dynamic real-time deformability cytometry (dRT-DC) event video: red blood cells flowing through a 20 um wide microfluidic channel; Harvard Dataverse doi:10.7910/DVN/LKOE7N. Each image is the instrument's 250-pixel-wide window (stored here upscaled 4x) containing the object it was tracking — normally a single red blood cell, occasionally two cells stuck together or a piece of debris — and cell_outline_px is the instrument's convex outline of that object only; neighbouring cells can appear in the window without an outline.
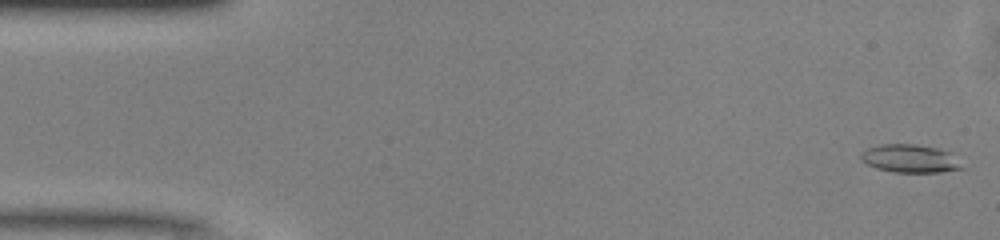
{"species": "common noctule bat (a hibernating species)", "species_latin": "Nyctalus noctula", "temperature_condition": "warm", "stored_images_in_passage": 15, "camera_frame_rate_fps": 3000, "um_per_image_px": 0.085, "animal": {"sex": "male", "body_mass_g": 13.0, "forearm_length_mm": 53.1}, "frame": {"image": 1, "passage_image": 1, "time_ms": 0.0, "image_size_px": [1000, 240], "cell_outline_px": [[964, 168], [940, 172], [896, 172], [876, 168], [860, 160], [860, 152], [868, 148], [880, 144], [916, 144], [940, 148], [952, 152]], "centroid_in_image_um": [77.36, 13.46], "position_along_channel_um": 7.6, "area_um2": 16.7}}
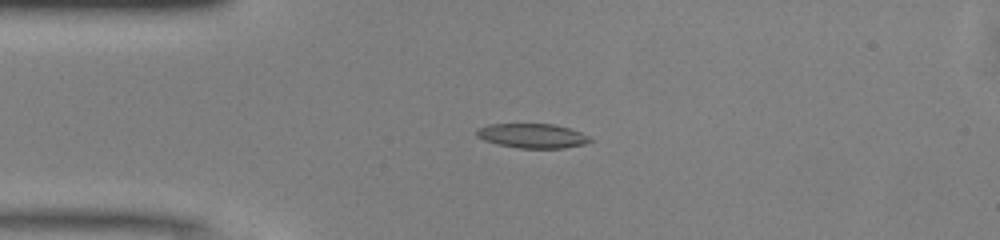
{"frame": {"image": 2, "passage_image": 11, "time_ms": 3.333, "image_size_px": [1000, 240], "cell_outline_px": [[592, 140], [584, 144], [564, 148], [520, 148], [496, 144], [484, 140], [476, 136], [476, 128], [488, 124], [556, 124], [580, 132], [588, 136]], "centroid_in_image_um": [45.21, 11.54], "position_along_channel_um": 39.8, "area_um2": 16.18}}